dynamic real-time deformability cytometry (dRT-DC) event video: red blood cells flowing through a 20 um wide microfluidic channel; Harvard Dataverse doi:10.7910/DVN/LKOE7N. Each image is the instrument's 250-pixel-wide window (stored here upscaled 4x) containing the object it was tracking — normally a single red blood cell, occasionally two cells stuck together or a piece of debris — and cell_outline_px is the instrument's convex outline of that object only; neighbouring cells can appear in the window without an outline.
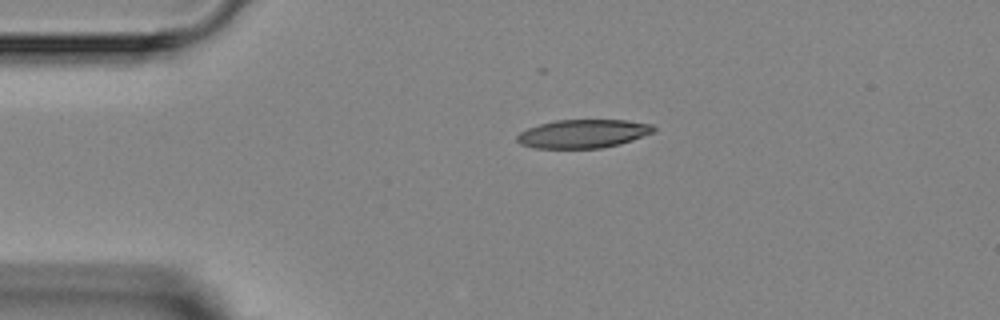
{"species": "Egyptian fruit bat (a non-hibernating species)", "species_latin": "Rousettus aegyptiacus", "temperature_condition": "room temperature", "stored_images_in_passage": 1, "camera_frame_rate_fps": 3000, "um_per_image_px": 0.085, "animal": {"sex": "female"}, "frame": {"image": 1, "passage_image": 1, "time_ms": 0.0, "image_size_px": [1000, 320], "cell_outline_px": [[656, 132], [620, 144], [600, 148], [532, 148], [520, 144], [516, 140], [516, 136], [520, 132], [528, 128], [540, 124], [556, 120], [628, 120], [652, 124], [656, 128]], "centroid_in_image_um": [49.58, 11.36], "position_along_channel_um": 35.4, "area_um2": 22.83}}